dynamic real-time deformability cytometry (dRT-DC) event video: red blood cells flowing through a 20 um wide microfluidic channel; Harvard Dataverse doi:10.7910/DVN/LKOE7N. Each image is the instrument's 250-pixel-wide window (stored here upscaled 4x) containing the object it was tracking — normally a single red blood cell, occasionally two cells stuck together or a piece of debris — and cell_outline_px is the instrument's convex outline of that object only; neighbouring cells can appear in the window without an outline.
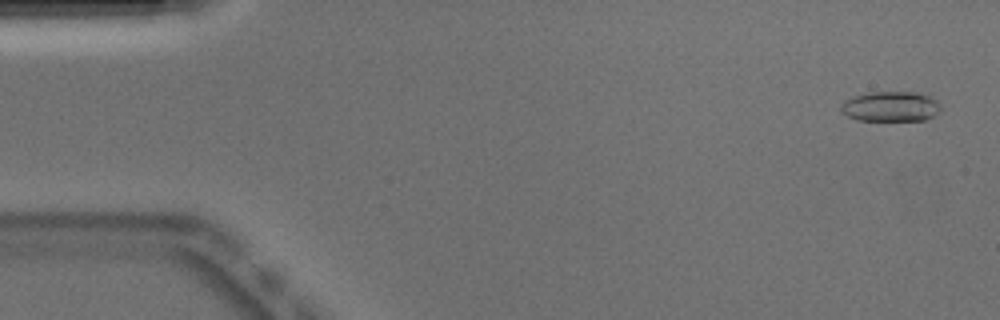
{"species": "Egyptian fruit bat (a non-hibernating species)", "species_latin": "Rousettus aegyptiacus", "temperature_condition": "warm", "stored_images_in_passage": 51, "camera_frame_rate_fps": 3000, "um_per_image_px": 0.085, "animal": {"sex": "male"}, "frame": {"image": 1, "passage_image": 2, "time_ms": 0.333, "image_size_px": [1000, 320], "cell_outline_px": [[940, 112], [924, 120], [856, 120], [840, 112], [840, 108], [844, 100], [852, 96], [872, 92], [916, 92], [928, 96], [936, 100], [940, 104]], "centroid_in_image_um": [75.68, 9.05], "position_along_channel_um": 9.3, "area_um2": 17.51}}
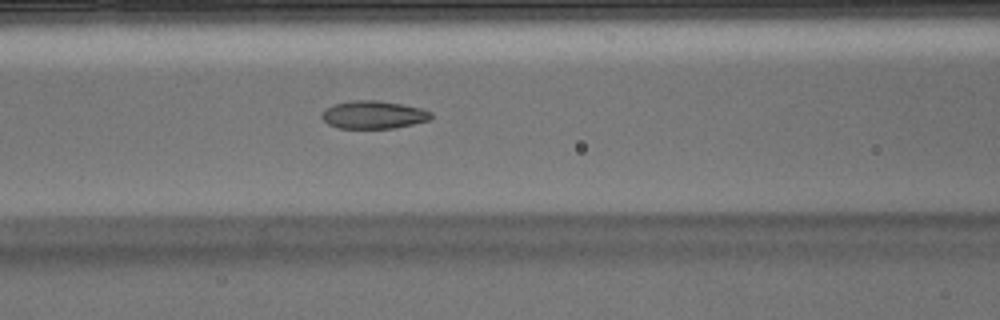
{"frame": {"image": 2, "passage_image": 21, "time_ms": 6.667, "image_size_px": [1000, 320], "cell_outline_px": [[432, 116], [428, 120], [412, 124], [392, 128], [340, 128], [328, 124], [320, 116], [328, 108], [336, 104], [352, 100], [376, 100], [400, 104], [420, 108], [432, 112]], "centroid_in_image_um": [31.75, 9.75], "position_along_channel_um": 134.9, "area_um2": 17.4}}
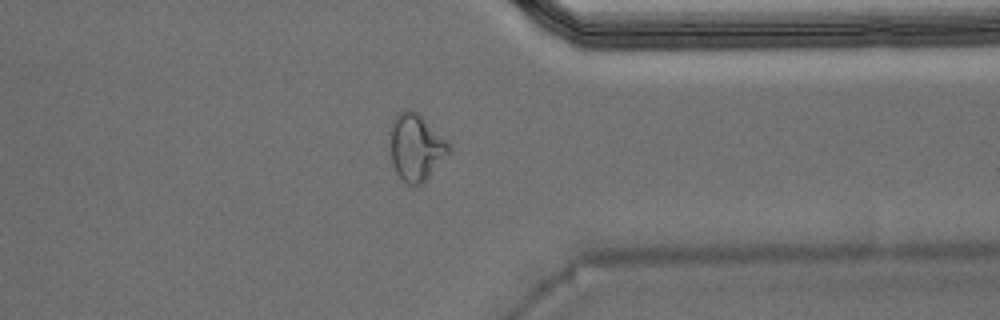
{"frame": {"image": 3, "passage_image": 40, "time_ms": 13.0, "image_size_px": [1000, 320], "cell_outline_px": [[452, 148], [428, 176], [420, 184], [408, 184], [396, 172], [392, 164], [388, 132], [392, 120], [400, 112], [416, 112], [452, 144]], "centroid_in_image_um": [35.33, 12.51], "position_along_channel_um": 376.1, "area_um2": 22.43}, "authors_computed_cell_mechanics": {"area_um2": 17.8602, "velocity_mm_per_s": 3.902, "shape_relaxation_time_tau1_ms": null, "shape_relaxation_time_tau2_ms": 1.4442, "deformation_change_tau1": null, "deformation_change_tau2": 0.079}}